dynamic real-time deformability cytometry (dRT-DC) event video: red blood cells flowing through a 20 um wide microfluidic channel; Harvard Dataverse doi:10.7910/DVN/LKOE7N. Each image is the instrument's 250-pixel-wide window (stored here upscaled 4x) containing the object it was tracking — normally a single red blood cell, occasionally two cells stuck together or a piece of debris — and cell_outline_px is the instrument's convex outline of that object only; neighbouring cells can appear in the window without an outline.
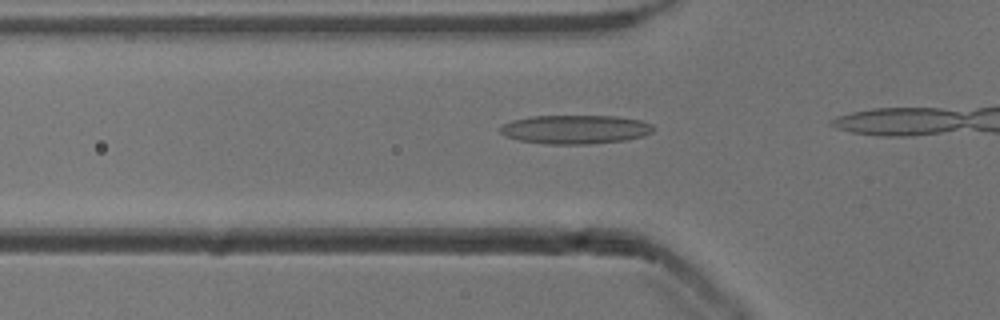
{"species": "common noctule bat (a hibernating species)", "species_latin": "Nyctalus noctula", "temperature_condition": "cold", "stored_images_in_passage": 7, "camera_frame_rate_fps": 3000, "um_per_image_px": 0.085, "animal": {"sex": "male", "body_mass_g": 13.3}, "frame": {"image": 1, "passage_image": 2, "time_ms": 0.333, "image_size_px": [1000, 320], "cell_outline_px": [[652, 132], [644, 136], [628, 140], [588, 144], [544, 144], [516, 140], [504, 136], [500, 132], [500, 124], [512, 120], [532, 116], [616, 116], [640, 120], [652, 124]], "centroid_in_image_um": [48.85, 11.0], "position_along_channel_um": 76.9, "area_um2": 26.01}}
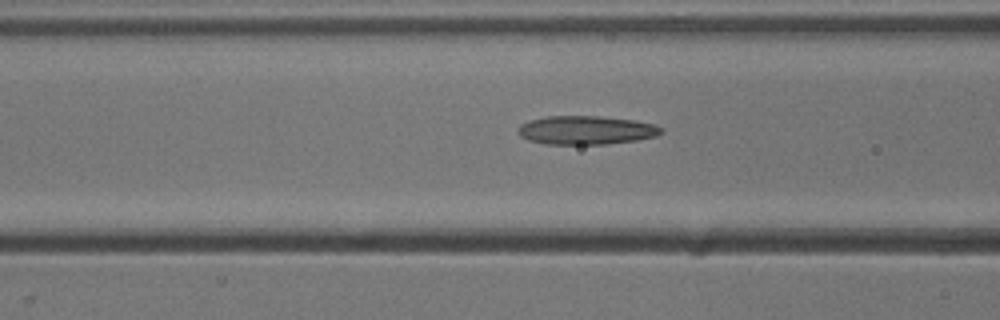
{"frame": {"image": 2, "passage_image": 5, "time_ms": 1.333, "image_size_px": [1000, 320], "cell_outline_px": [[664, 132], [656, 136], [636, 140], [608, 144], [544, 144], [528, 140], [520, 136], [516, 132], [516, 128], [520, 124], [528, 120], [544, 116], [600, 116], [636, 120], [656, 124], [664, 128]], "centroid_in_image_um": [49.81, 11.06], "position_along_channel_um": 116.8, "area_um2": 24.39}}